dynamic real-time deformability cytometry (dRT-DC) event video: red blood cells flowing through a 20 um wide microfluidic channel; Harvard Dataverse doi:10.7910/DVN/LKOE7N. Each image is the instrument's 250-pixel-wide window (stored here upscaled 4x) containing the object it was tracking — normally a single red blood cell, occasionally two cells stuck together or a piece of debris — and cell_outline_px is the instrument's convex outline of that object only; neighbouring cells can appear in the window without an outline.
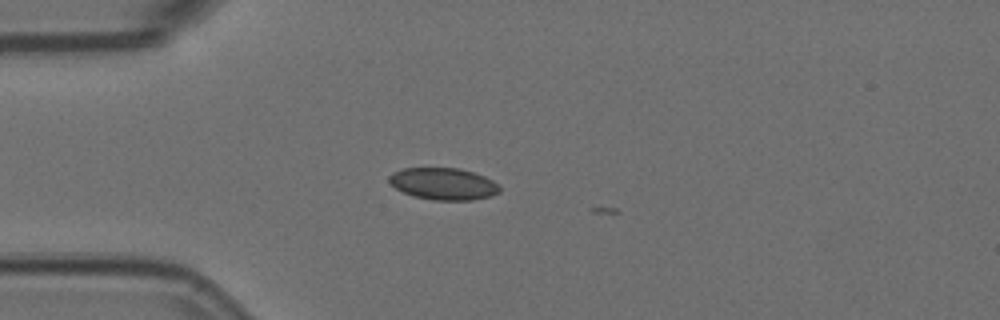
{"species": "Egyptian fruit bat (a non-hibernating species)", "species_latin": "Rousettus aegyptiacus", "temperature_condition": "room temperature", "stored_images_in_passage": 4, "camera_frame_rate_fps": 3000, "um_per_image_px": 0.085, "animal": {"sex": "female"}, "frame": {"image": 1, "passage_image": 3, "time_ms": 0.667, "image_size_px": [1000, 320], "cell_outline_px": [[500, 192], [492, 196], [472, 200], [432, 200], [412, 196], [396, 188], [388, 180], [388, 176], [392, 172], [404, 168], [460, 168], [484, 176], [500, 184]], "centroid_in_image_um": [37.71, 15.63], "position_along_channel_um": 47.3, "area_um2": 20.69}}